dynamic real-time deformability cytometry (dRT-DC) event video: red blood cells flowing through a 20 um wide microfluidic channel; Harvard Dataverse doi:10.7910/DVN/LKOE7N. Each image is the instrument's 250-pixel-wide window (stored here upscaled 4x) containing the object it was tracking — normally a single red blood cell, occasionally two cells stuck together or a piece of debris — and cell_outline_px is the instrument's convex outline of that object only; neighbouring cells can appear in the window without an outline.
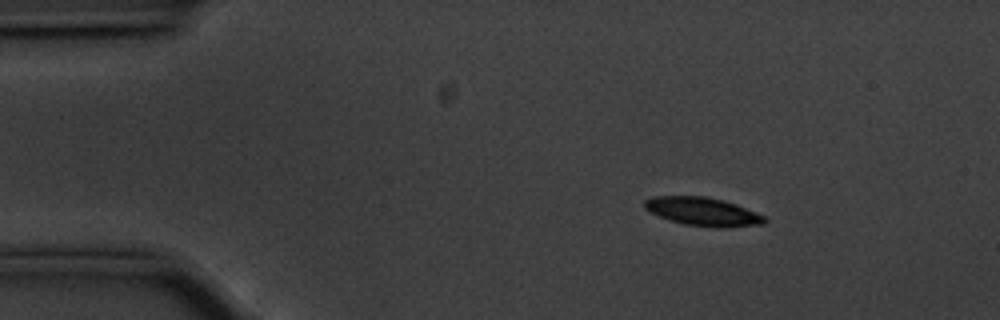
{"species": "common noctule bat (a hibernating species)", "species_latin": "Nyctalus noctula", "temperature_condition": "cold", "stored_images_in_passage": 56, "camera_frame_rate_fps": 3000, "um_per_image_px": 0.085, "animal": {"sex": "male", "body_mass_g": 20.1, "forearm_length_mm": 53.5}, "frame": {"image": 1, "passage_image": 8, "time_ms": 2.333, "image_size_px": [1000, 320], "cell_outline_px": [[768, 220], [764, 224], [724, 228], [720, 228], [684, 224], [668, 220], [644, 208], [644, 200], [652, 196], [704, 196], [724, 200], [736, 204], [764, 216]], "centroid_in_image_um": [59.75, 17.99], "position_along_channel_um": 25.3, "area_um2": 19.88}}
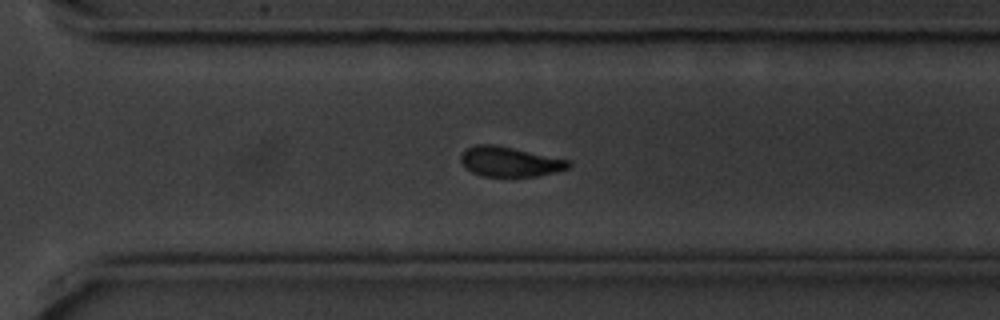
{"frame": {"image": 2, "passage_image": 39, "time_ms": 12.667, "image_size_px": [1000, 320], "cell_outline_px": [[572, 164], [568, 168], [556, 172], [536, 176], [484, 176], [472, 172], [464, 168], [460, 160], [460, 156], [468, 148], [476, 144], [492, 144], [572, 160]], "centroid_in_image_um": [43.35, 13.74], "position_along_channel_um": 327.3, "area_um2": 18.73}}
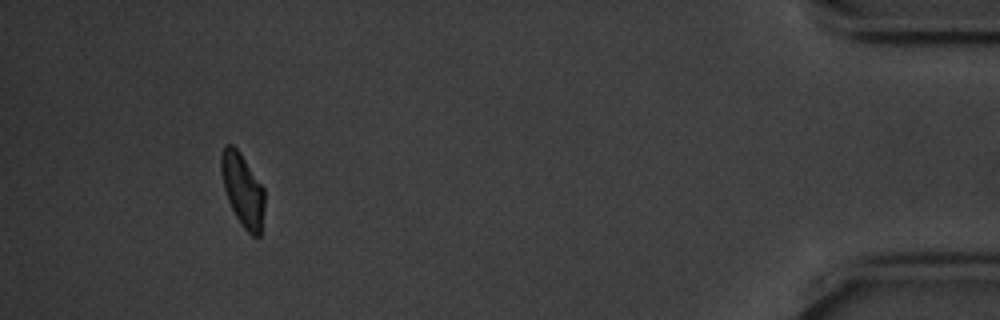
{"frame": {"image": 3, "passage_image": 52, "time_ms": 17.0, "image_size_px": [1000, 320], "cell_outline_px": [[264, 208], [260, 236], [252, 236], [240, 224], [228, 200], [224, 188], [220, 168], [220, 156], [224, 144], [232, 144], [240, 152], [264, 188]], "centroid_in_image_um": [20.61, 16.12], "position_along_channel_um": 414.6, "area_um2": 18.44}, "authors_computed_cell_mechanics": {"area_um2": 19.8832, "velocity_mm_per_s": 3.5235, "shape_relaxation_time_tau1_ms": 2.8902, "shape_relaxation_time_tau2_ms": null, "deformation_change_tau1": 0.1052, "deformation_change_tau2": null}}